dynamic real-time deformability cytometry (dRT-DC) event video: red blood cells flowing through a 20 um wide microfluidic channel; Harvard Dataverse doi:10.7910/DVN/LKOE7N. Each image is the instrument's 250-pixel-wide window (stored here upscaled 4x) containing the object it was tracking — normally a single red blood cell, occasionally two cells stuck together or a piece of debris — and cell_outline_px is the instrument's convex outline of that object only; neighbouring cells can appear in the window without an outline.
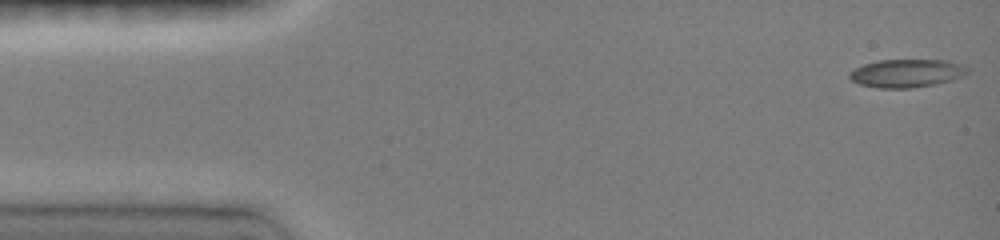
{"species": "common noctule bat (a hibernating species)", "species_latin": "Nyctalus noctula", "temperature_condition": "room temperature", "stored_images_in_passage": 41, "camera_frame_rate_fps": 3000, "um_per_image_px": 0.085, "animal": {"sex": "female", "body_mass_g": 19.0, "forearm_length_mm": 51.5}, "frame": {"image": 1, "passage_image": 1, "time_ms": 0.0, "image_size_px": [1000, 240], "cell_outline_px": [[968, 72], [964, 76], [952, 80], [936, 84], [912, 88], [876, 88], [860, 84], [852, 80], [848, 76], [848, 72], [864, 64], [876, 60], [948, 60], [960, 64], [968, 68]], "centroid_in_image_um": [77.06, 6.23], "position_along_channel_um": 7.9, "area_um2": 19.48}}
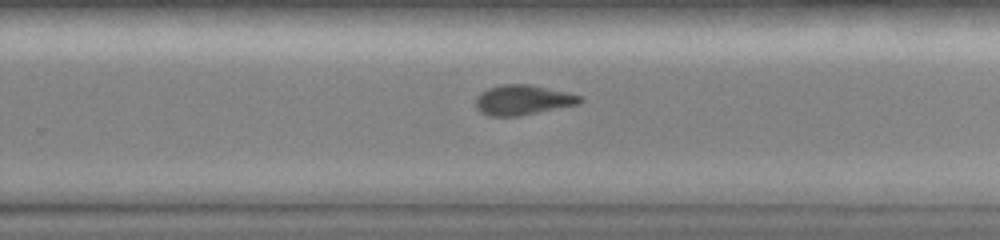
{"frame": {"image": 2, "passage_image": 24, "time_ms": 9.667, "image_size_px": [1000, 240], "cell_outline_px": [[584, 100], [580, 104], [516, 116], [488, 116], [480, 112], [476, 108], [476, 96], [480, 92], [488, 88], [500, 84], [532, 84], [580, 96]], "centroid_in_image_um": [44.4, 8.49], "position_along_channel_um": 285.4, "area_um2": 18.21}}
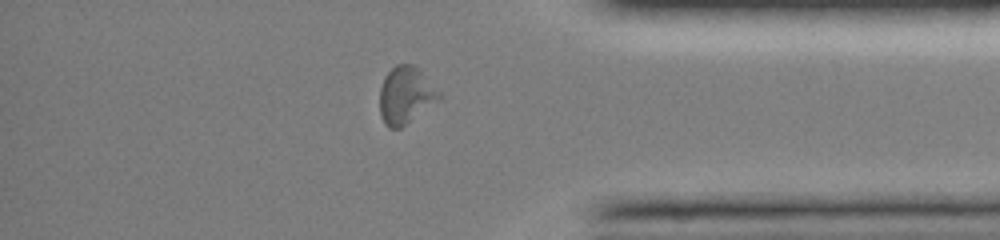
{"frame": {"image": 3, "passage_image": 33, "time_ms": 12.667, "image_size_px": [1000, 240], "cell_outline_px": [[440, 100], [400, 128], [388, 128], [384, 124], [380, 116], [380, 88], [384, 76], [396, 64], [412, 64], [420, 68], [440, 92]], "centroid_in_image_um": [34.48, 8.08], "position_along_channel_um": 400.7, "area_um2": 19.94}, "authors_computed_cell_mechanics": {"area_um2": 18.3226, "velocity_mm_per_s": 4.0865, "shape_relaxation_time_tau1_ms": 4.7072, "shape_relaxation_time_tau2_ms": 3.088, "deformation_change_tau1": 0.1629, "deformation_change_tau2": 0.0871}}